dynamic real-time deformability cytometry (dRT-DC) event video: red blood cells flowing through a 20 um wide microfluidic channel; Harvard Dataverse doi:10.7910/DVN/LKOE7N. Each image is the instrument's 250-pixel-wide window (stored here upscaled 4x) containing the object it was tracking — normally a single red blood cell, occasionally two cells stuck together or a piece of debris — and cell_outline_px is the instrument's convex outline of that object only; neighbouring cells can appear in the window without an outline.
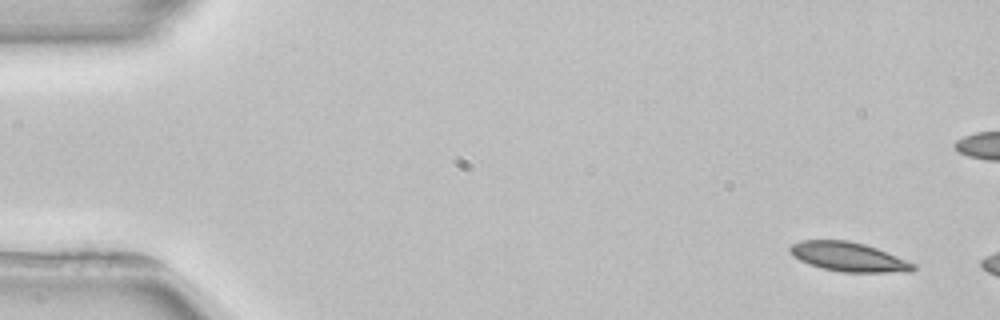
{"species": "common noctule bat (a hibernating species)", "species_latin": "Nyctalus noctula", "temperature_condition": "room temperature", "stored_images_in_passage": 3, "camera_frame_rate_fps": 3000, "um_per_image_px": 0.085, "animal": {"sex": "female", "body_mass_g": 22.7, "forearm_length_mm": 54.2}, "frame": {"image": 1, "passage_image": 1, "time_ms": 0.0, "image_size_px": [1000, 320], "cell_outline_px": [[916, 268], [912, 272], [840, 272], [824, 268], [800, 260], [792, 256], [788, 248], [792, 244], [800, 240], [848, 240], [864, 244], [876, 248], [916, 264]], "centroid_in_image_um": [72.13, 21.83], "position_along_channel_um": 12.9, "area_um2": 20.87}}